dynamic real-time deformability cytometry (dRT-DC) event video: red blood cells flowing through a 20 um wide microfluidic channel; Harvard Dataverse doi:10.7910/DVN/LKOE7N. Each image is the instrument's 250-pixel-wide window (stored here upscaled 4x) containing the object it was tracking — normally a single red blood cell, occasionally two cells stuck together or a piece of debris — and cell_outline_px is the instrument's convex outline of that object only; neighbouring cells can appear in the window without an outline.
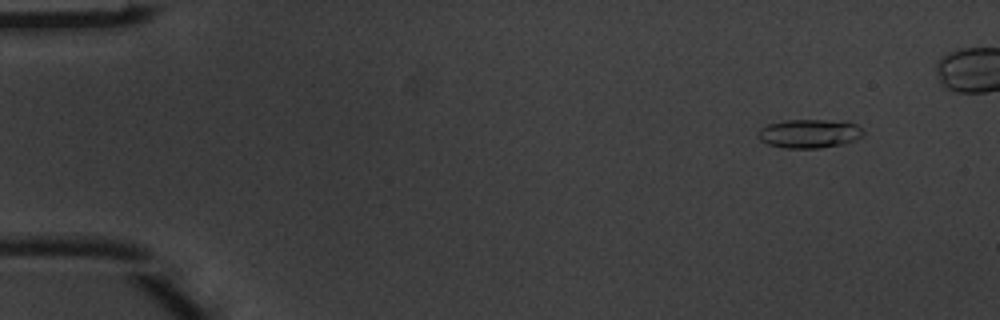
{"species": "common noctule bat (a hibernating species)", "species_latin": "Nyctalus noctula", "temperature_condition": "warm", "stored_images_in_passage": 5, "camera_frame_rate_fps": 3000, "um_per_image_px": 0.085, "animal": {"sex": "male", "body_mass_g": 20.1, "forearm_length_mm": 53.5}, "frame": {"image": 1, "passage_image": 1, "time_ms": 0.0, "image_size_px": [1000, 320], "cell_outline_px": [[864, 132], [856, 140], [844, 144], [820, 148], [784, 148], [768, 144], [760, 140], [756, 136], [760, 128], [768, 124], [788, 120], [844, 120], [856, 124]], "centroid_in_image_um": [68.79, 11.35], "position_along_channel_um": 16.2, "area_um2": 17.8}}